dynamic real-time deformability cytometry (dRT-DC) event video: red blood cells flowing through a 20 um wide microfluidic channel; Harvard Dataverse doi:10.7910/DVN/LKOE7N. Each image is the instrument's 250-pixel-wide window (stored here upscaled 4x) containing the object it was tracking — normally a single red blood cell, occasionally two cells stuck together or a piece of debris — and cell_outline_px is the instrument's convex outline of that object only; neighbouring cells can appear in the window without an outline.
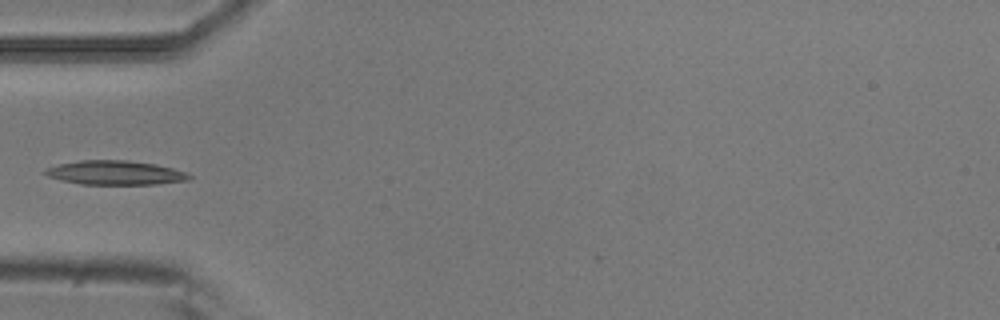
{"species": "common noctule bat (a hibernating species)", "species_latin": "Nyctalus noctula", "temperature_condition": "room temperature", "stored_images_in_passage": 5, "camera_frame_rate_fps": 3000, "um_per_image_px": 0.085, "animal": {"sex": "male", "body_mass_g": 20.5, "forearm_length_mm": 52.5}, "frame": {"image": 1, "passage_image": 3, "time_ms": 0.667, "image_size_px": [1000, 320], "cell_outline_px": [[192, 180], [156, 184], [80, 184], [48, 176], [44, 172], [48, 168], [60, 164], [80, 160], [128, 160], [156, 164], [172, 168], [184, 172], [192, 176]], "centroid_in_image_um": [9.86, 14.68], "position_along_channel_um": 75.1, "area_um2": 20.06}}
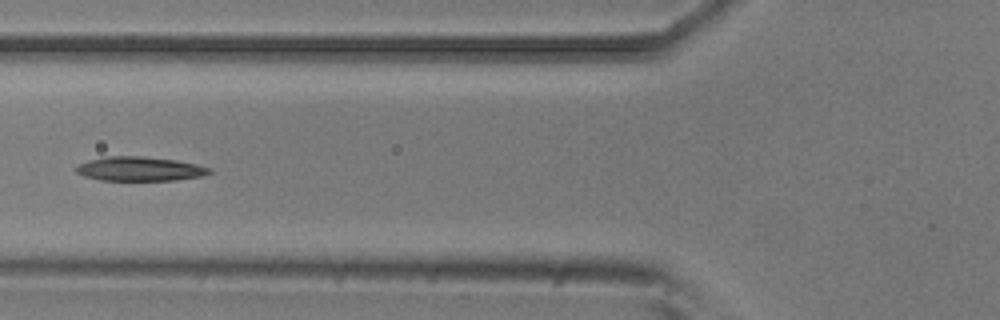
{"frame": {"image": 2, "passage_image": 4, "time_ms": 1.0, "image_size_px": [1000, 320], "cell_outline_px": [[212, 172], [204, 176], [176, 180], [100, 180], [84, 176], [76, 172], [72, 168], [76, 164], [88, 160], [108, 156], [144, 156], [176, 160], [196, 164], [212, 168]], "centroid_in_image_um": [11.86, 14.35], "position_along_channel_um": 113.9, "area_um2": 19.07}}
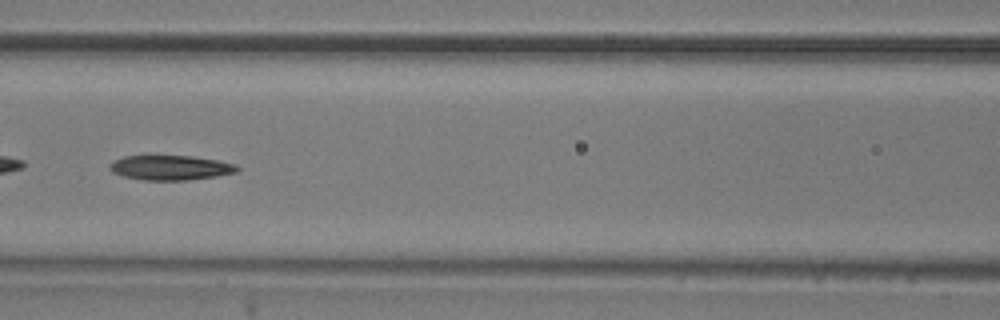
{"frame": {"image": 3, "passage_image": 5, "time_ms": 1.333, "image_size_px": [1000, 320], "cell_outline_px": [[240, 168], [236, 172], [216, 176], [188, 180], [144, 180], [124, 176], [112, 172], [108, 168], [108, 164], [124, 156], [192, 156], [216, 160], [236, 164]], "centroid_in_image_um": [14.48, 14.25], "position_along_channel_um": 152.1, "area_um2": 18.26}}